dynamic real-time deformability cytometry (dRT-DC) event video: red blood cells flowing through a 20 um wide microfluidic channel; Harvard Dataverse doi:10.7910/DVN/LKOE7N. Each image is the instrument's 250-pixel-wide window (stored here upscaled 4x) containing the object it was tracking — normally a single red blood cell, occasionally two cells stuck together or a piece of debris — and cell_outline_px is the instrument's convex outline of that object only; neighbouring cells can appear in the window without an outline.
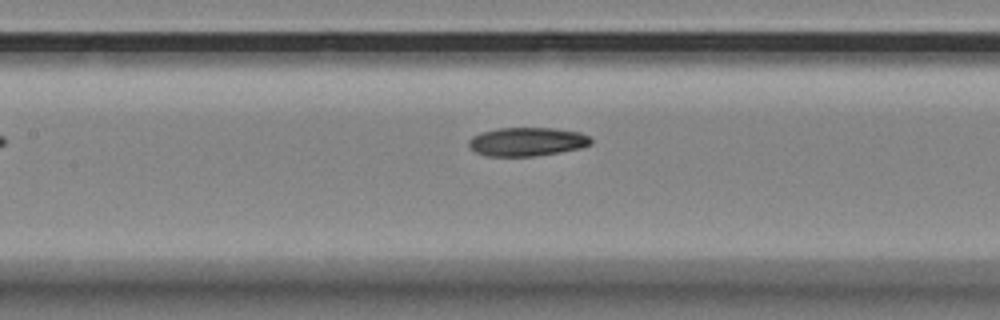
{"species": "Egyptian fruit bat (a non-hibernating species)", "species_latin": "Rousettus aegyptiacus", "temperature_condition": "room temperature", "stored_images_in_passage": 9, "camera_frame_rate_fps": 3000, "um_per_image_px": 0.085, "animal": {"sex": "female"}, "frame": {"image": 1, "passage_image": 8, "time_ms": 9.0, "image_size_px": [1000, 320], "cell_outline_px": [[592, 144], [580, 148], [560, 152], [536, 156], [484, 156], [476, 152], [468, 144], [468, 140], [472, 136], [496, 128], [552, 128], [580, 132], [588, 136], [592, 140]], "centroid_in_image_um": [44.8, 12.05], "position_along_channel_um": 162.6, "area_um2": 20.4}}